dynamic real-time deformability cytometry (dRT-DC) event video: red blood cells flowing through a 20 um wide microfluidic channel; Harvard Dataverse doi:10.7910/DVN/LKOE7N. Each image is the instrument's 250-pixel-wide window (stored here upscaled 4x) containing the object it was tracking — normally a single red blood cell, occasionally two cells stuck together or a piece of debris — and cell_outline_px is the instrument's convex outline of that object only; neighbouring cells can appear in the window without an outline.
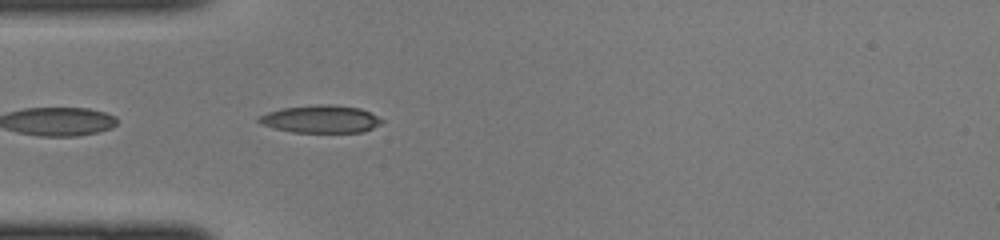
{"species": "common noctule bat (a hibernating species)", "species_latin": "Nyctalus noctula", "temperature_condition": "cold", "stored_images_in_passage": 6, "camera_frame_rate_fps": 3000, "um_per_image_px": 0.085, "animal": {"sex": "female", "body_mass_g": 22.0, "forearm_length_mm": 56.7}, "frame": {"image": 1, "passage_image": 2, "time_ms": 0.333, "image_size_px": [1000, 240], "cell_outline_px": [[384, 120], [380, 124], [364, 132], [292, 132], [260, 124], [256, 120], [256, 116], [280, 108], [320, 104], [328, 104], [360, 108]], "centroid_in_image_um": [27.21, 10.12], "position_along_channel_um": 57.8, "area_um2": 19.77}}